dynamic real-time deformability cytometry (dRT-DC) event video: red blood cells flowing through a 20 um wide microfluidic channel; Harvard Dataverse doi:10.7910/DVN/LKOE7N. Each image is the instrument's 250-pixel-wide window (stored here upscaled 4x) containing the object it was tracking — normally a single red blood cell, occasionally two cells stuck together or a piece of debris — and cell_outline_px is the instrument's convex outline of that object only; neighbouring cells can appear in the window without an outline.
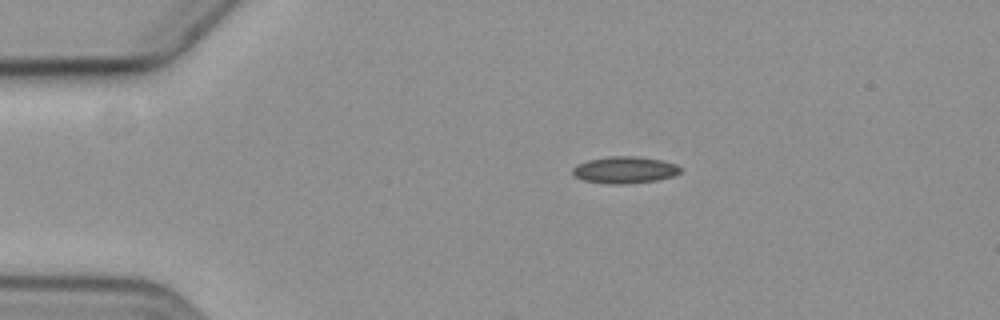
{"species": "common noctule bat (a hibernating species)", "species_latin": "Nyctalus noctula", "temperature_condition": "cold", "stored_images_in_passage": 9, "camera_frame_rate_fps": 3000, "um_per_image_px": 0.085, "animal": {"sex": "female", "body_mass_g": 19.3, "forearm_length_mm": 54.1}, "frame": {"image": 1, "passage_image": 1, "time_ms": 0.0, "image_size_px": [1000, 320], "cell_outline_px": [[680, 172], [672, 176], [656, 180], [624, 184], [608, 184], [584, 180], [576, 176], [572, 172], [572, 168], [576, 164], [588, 160], [608, 156], [636, 156], [664, 160], [676, 164], [680, 168]], "centroid_in_image_um": [53.09, 14.43], "position_along_channel_um": 31.9, "area_um2": 16.82}}
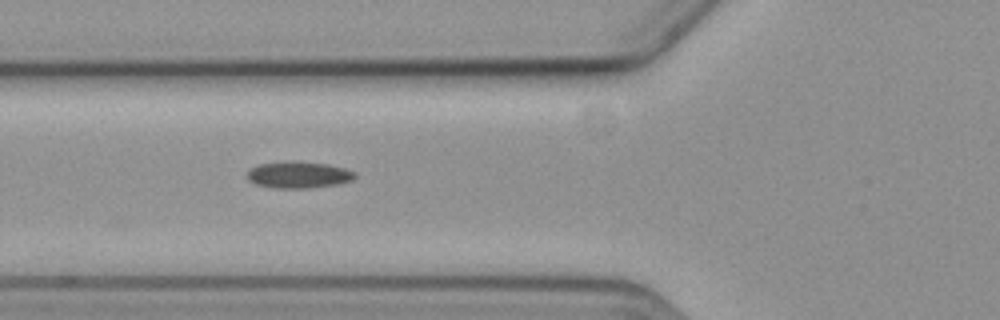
{"frame": {"image": 2, "passage_image": 4, "time_ms": 3.333, "image_size_px": [1000, 320], "cell_outline_px": [[356, 176], [352, 180], [336, 184], [308, 188], [272, 188], [256, 184], [248, 180], [248, 168], [260, 164], [328, 164], [344, 168], [356, 172]], "centroid_in_image_um": [25.39, 14.91], "position_along_channel_um": 100.4, "area_um2": 15.84}}
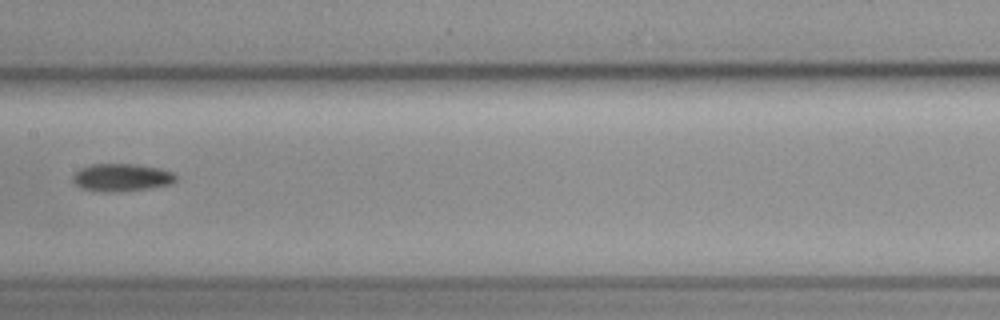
{"frame": {"image": 3, "passage_image": 6, "time_ms": 6.0, "image_size_px": [1000, 320], "cell_outline_px": [[176, 180], [172, 184], [152, 188], [116, 192], [100, 192], [84, 188], [76, 184], [72, 180], [72, 176], [80, 168], [88, 164], [136, 164], [160, 168], [172, 172], [176, 176]], "centroid_in_image_um": [10.35, 15.08], "position_along_channel_um": 197.1, "area_um2": 16.76}}